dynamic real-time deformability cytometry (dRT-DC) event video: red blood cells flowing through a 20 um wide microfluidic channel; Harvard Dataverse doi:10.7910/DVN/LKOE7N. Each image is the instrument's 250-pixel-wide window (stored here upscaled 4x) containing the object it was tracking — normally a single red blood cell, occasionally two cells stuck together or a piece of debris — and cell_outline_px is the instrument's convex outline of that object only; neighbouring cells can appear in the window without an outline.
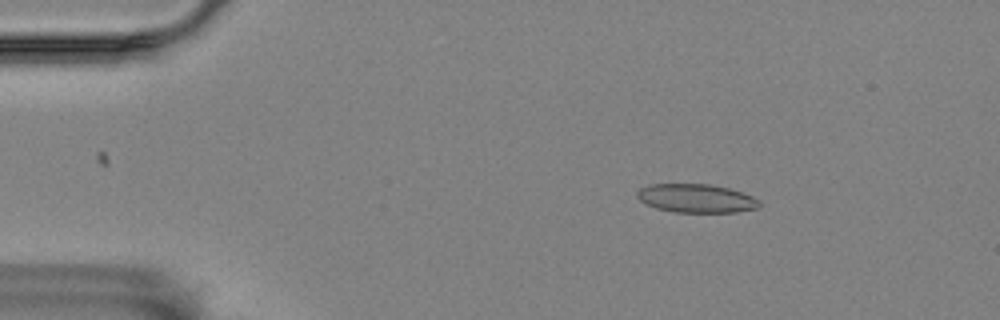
{"species": "Egyptian fruit bat (a non-hibernating species)", "species_latin": "Rousettus aegyptiacus", "temperature_condition": "room temperature", "stored_images_in_passage": 4, "camera_frame_rate_fps": 3000, "um_per_image_px": 0.085, "animal": {"sex": "female"}, "frame": {"image": 1, "passage_image": 2, "time_ms": 0.333, "image_size_px": [1000, 320], "cell_outline_px": [[760, 208], [736, 212], [676, 212], [656, 208], [644, 204], [636, 196], [636, 192], [640, 188], [652, 184], [708, 184], [728, 188], [752, 196], [760, 200]], "centroid_in_image_um": [59.17, 16.86], "position_along_channel_um": 25.8, "area_um2": 20.4}}